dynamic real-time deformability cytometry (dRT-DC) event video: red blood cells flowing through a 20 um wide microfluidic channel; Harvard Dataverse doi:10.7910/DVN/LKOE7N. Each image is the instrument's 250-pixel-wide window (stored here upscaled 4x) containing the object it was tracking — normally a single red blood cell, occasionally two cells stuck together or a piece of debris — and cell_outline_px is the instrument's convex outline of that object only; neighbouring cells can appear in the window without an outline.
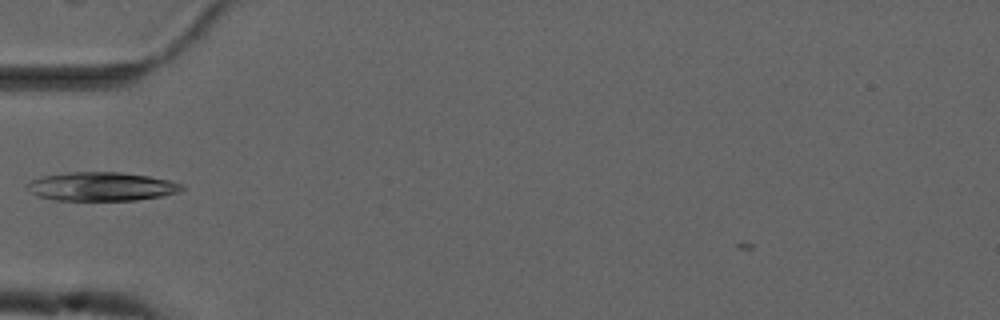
{"species": "common noctule bat (a hibernating species)", "species_latin": "Nyctalus noctula", "temperature_condition": "cold", "stored_images_in_passage": 39, "camera_frame_rate_fps": 3000, "um_per_image_px": 0.085, "animal": {"sex": "male", "forearm_length_mm": 52.5}, "frame": {"image": 1, "passage_image": 2, "time_ms": 0.333, "image_size_px": [1000, 320], "cell_outline_px": [[184, 188], [176, 192], [164, 196], [136, 200], [56, 200], [36, 196], [24, 184], [32, 180], [44, 176], [68, 172], [120, 172], [148, 176], [168, 180], [184, 184]], "centroid_in_image_um": [8.63, 15.85], "position_along_channel_um": 76.4, "area_um2": 25.84}}
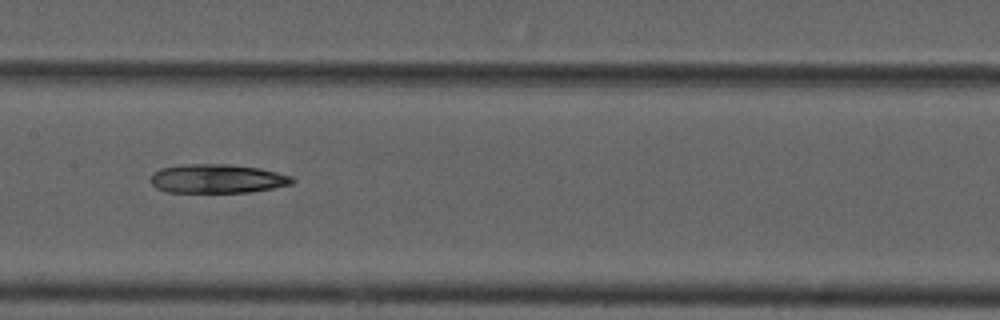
{"frame": {"image": 2, "passage_image": 11, "time_ms": 3.333, "image_size_px": [1000, 320], "cell_outline_px": [[296, 180], [292, 184], [252, 192], [168, 192], [156, 188], [148, 180], [152, 172], [160, 168], [180, 164], [228, 164], [260, 168], [292, 176]], "centroid_in_image_um": [18.43, 15.18], "position_along_channel_um": 189.0, "area_um2": 24.16}}
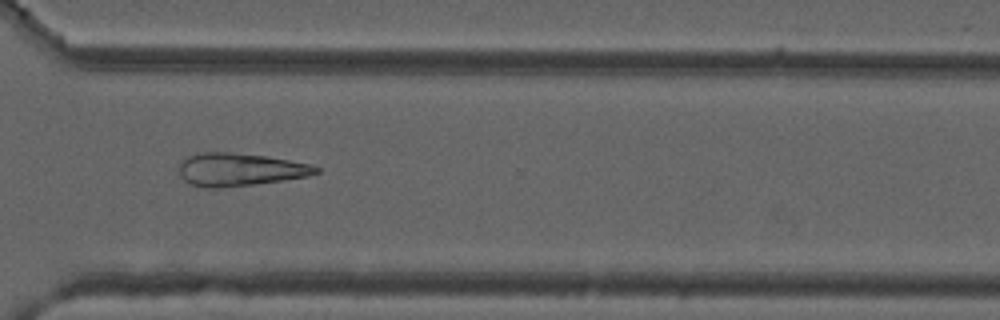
{"frame": {"image": 3, "passage_image": 24, "time_ms": 7.667, "image_size_px": [1000, 320], "cell_outline_px": [[320, 172], [308, 176], [252, 184], [220, 188], [204, 188], [192, 184], [184, 180], [180, 176], [180, 164], [188, 156], [200, 152], [228, 152], [264, 156], [312, 164], [320, 168]], "centroid_in_image_um": [20.38, 14.41], "position_along_channel_um": 350.2, "area_um2": 25.95}}